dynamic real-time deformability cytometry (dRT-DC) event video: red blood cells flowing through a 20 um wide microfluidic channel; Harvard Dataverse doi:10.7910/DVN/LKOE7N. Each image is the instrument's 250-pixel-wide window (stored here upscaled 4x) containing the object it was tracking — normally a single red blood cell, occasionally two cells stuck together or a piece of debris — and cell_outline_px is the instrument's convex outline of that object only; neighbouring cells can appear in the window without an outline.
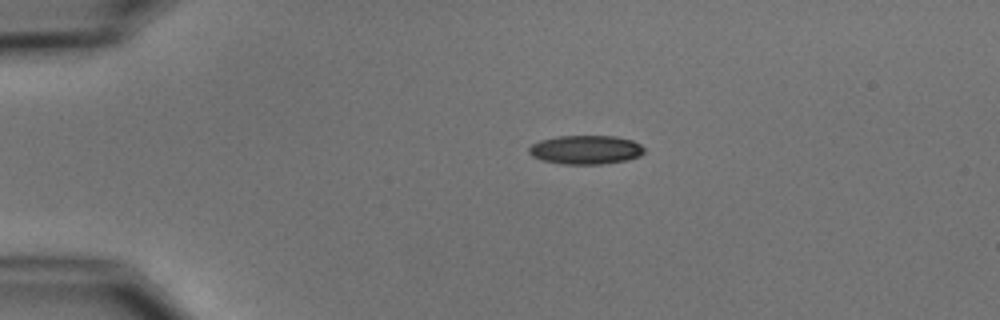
{"species": "common noctule bat (a hibernating species)", "species_latin": "Nyctalus noctula", "temperature_condition": "cold", "stored_images_in_passage": 3, "camera_frame_rate_fps": 3000, "um_per_image_px": 0.085, "animal": {"sex": "male", "body_mass_g": 15.6}, "frame": {"image": 1, "passage_image": 1, "time_ms": 0.0, "image_size_px": [1000, 320], "cell_outline_px": [[644, 152], [640, 156], [628, 160], [600, 164], [564, 164], [540, 160], [532, 156], [528, 152], [528, 148], [532, 144], [540, 140], [556, 136], [616, 136], [632, 140], [640, 144], [644, 148]], "centroid_in_image_um": [49.78, 12.73], "position_along_channel_um": 35.2, "area_um2": 19.54}}
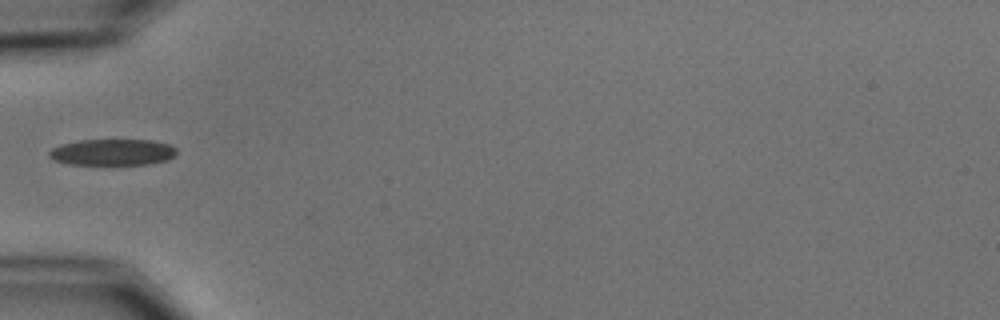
{"frame": {"image": 2, "passage_image": 3, "time_ms": 2.333, "image_size_px": [1000, 320], "cell_outline_px": [[176, 152], [168, 160], [148, 164], [68, 164], [56, 160], [48, 156], [48, 152], [52, 148], [60, 144], [80, 140], [152, 140], [168, 144], [176, 148]], "centroid_in_image_um": [9.54, 12.93], "position_along_channel_um": 75.5, "area_um2": 19.42}}